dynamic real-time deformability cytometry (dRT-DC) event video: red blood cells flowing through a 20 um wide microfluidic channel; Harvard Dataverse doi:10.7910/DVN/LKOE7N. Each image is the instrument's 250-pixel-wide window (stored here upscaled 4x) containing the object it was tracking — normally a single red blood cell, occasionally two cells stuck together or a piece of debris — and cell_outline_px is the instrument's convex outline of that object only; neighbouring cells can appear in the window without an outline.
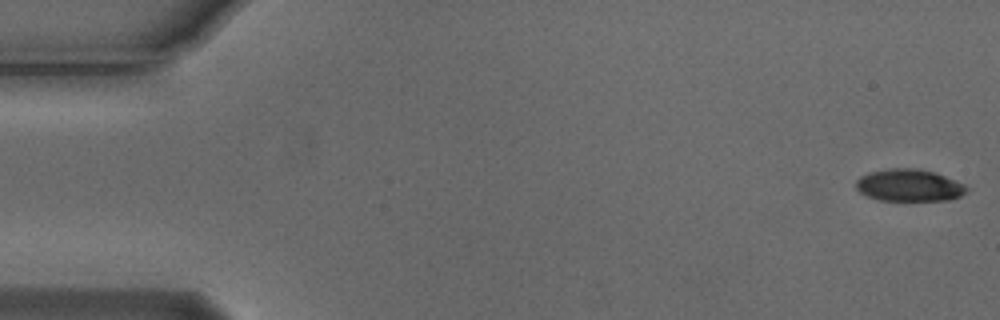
{"species": "Egyptian fruit bat (a non-hibernating species)", "species_latin": "Rousettus aegyptiacus", "temperature_condition": "cold", "stored_images_in_passage": 21, "camera_frame_rate_fps": 3000, "um_per_image_px": 0.085, "animal": {"sex": "male"}, "frame": {"image": 1, "passage_image": 1, "time_ms": 0.0, "image_size_px": [1000, 320], "cell_outline_px": [[968, 188], [960, 196], [948, 200], [880, 200], [868, 196], [860, 192], [856, 188], [856, 180], [860, 176], [868, 172], [888, 168], [916, 168], [932, 172], [944, 176], [964, 184]], "centroid_in_image_um": [77.23, 15.74], "position_along_channel_um": 7.8, "area_um2": 20.52}}
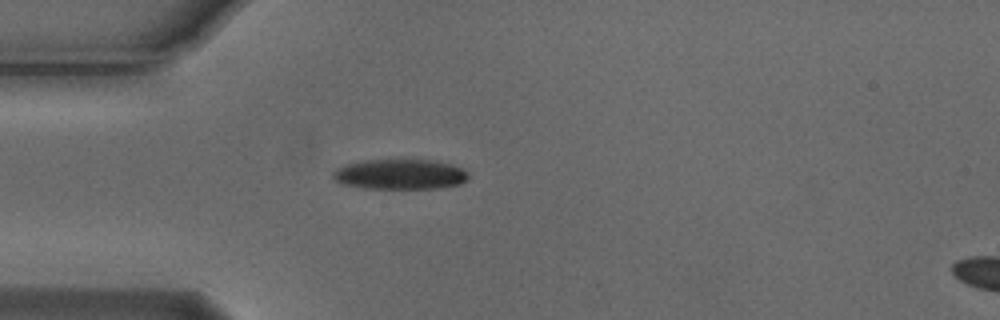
{"frame": {"image": 2, "passage_image": 15, "time_ms": 4.667, "image_size_px": [1000, 320], "cell_outline_px": [[468, 180], [460, 184], [436, 188], [364, 188], [340, 184], [332, 176], [332, 172], [336, 168], [344, 164], [368, 160], [428, 160], [448, 164], [460, 168], [468, 172]], "centroid_in_image_um": [33.95, 14.82], "position_along_channel_um": 51.0, "area_um2": 23.64}}
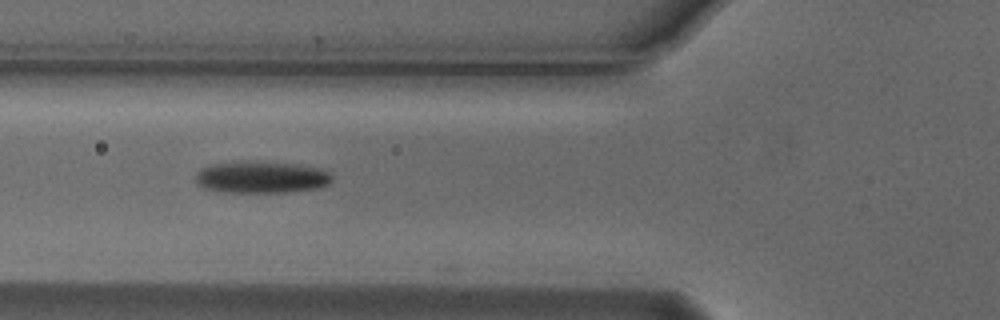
{"frame": {"image": 3, "passage_image": 20, "time_ms": 6.333, "image_size_px": [1000, 320], "cell_outline_px": [[332, 180], [328, 184], [316, 188], [288, 192], [220, 192], [204, 188], [196, 184], [196, 172], [200, 168], [208, 164], [244, 160], [256, 160], [296, 164], [324, 168], [332, 176]], "centroid_in_image_um": [22.17, 15.03], "position_along_channel_um": 103.6, "area_um2": 26.01}}